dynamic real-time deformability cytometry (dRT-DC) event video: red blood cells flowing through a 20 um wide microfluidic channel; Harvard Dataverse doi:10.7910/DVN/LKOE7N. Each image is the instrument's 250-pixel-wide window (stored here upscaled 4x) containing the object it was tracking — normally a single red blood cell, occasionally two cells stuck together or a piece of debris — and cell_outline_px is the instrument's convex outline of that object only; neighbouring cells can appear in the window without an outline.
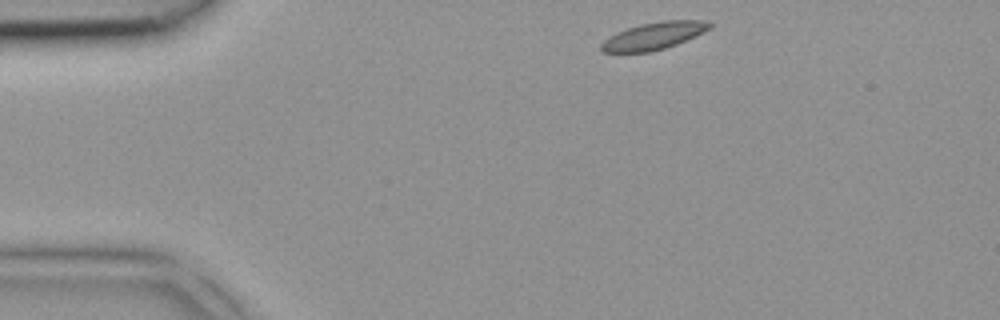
{"species": "common noctule bat (a hibernating species)", "species_latin": "Nyctalus noctula", "temperature_condition": "room temperature", "stored_images_in_passage": 37, "camera_frame_rate_fps": 3000, "um_per_image_px": 0.085, "animal": {"sex": "female", "body_mass_g": 18.4}, "frame": {"image": 1, "passage_image": 1, "time_ms": 0.0, "image_size_px": [1000, 320], "cell_outline_px": [[712, 28], [676, 44], [652, 52], [604, 52], [600, 48], [600, 44], [604, 40], [616, 32], [640, 24], [660, 20], [704, 20], [712, 24]], "centroid_in_image_um": [55.57, 3.04], "position_along_channel_um": 29.4, "area_um2": 17.17}}
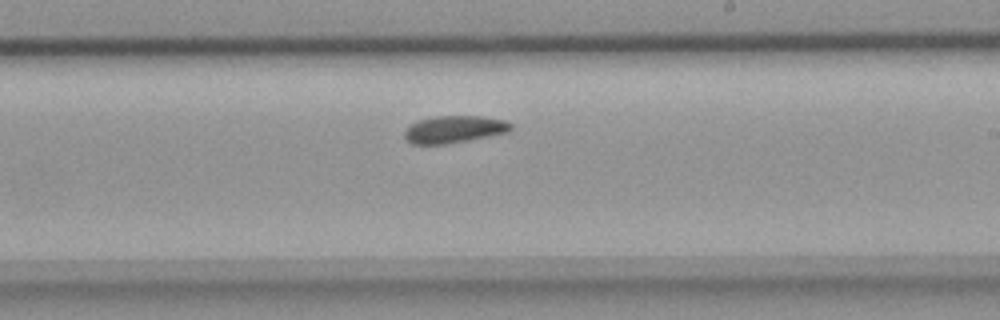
{"frame": {"image": 2, "passage_image": 19, "time_ms": 6.0, "image_size_px": [1000, 320], "cell_outline_px": [[512, 128], [508, 132], [468, 140], [444, 144], [412, 144], [404, 136], [404, 132], [408, 124], [416, 120], [432, 116], [484, 116], [508, 120], [512, 124]], "centroid_in_image_um": [38.59, 10.97], "position_along_channel_um": 250.4, "area_um2": 17.11}}
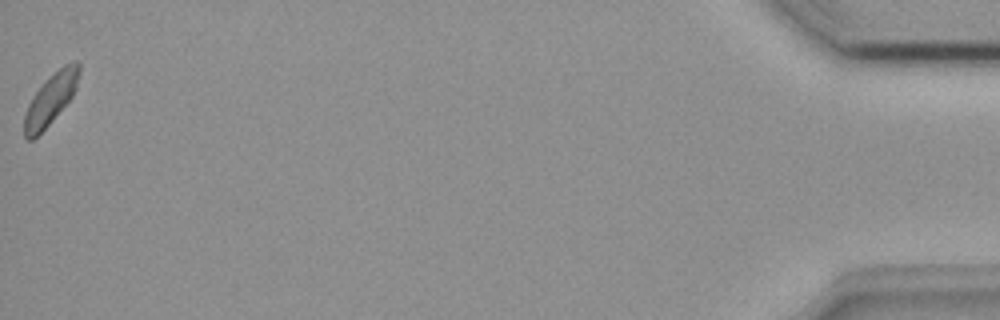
{"frame": {"image": 3, "passage_image": 37, "time_ms": 12.0, "image_size_px": [1000, 320], "cell_outline_px": [[80, 72], [76, 88], [72, 96], [52, 120], [32, 140], [28, 140], [24, 136], [24, 116], [28, 104], [36, 92], [48, 76], [64, 64], [72, 60], [76, 60], [80, 64]], "centroid_in_image_um": [4.32, 8.36], "position_along_channel_um": 430.9, "area_um2": 16.07}}